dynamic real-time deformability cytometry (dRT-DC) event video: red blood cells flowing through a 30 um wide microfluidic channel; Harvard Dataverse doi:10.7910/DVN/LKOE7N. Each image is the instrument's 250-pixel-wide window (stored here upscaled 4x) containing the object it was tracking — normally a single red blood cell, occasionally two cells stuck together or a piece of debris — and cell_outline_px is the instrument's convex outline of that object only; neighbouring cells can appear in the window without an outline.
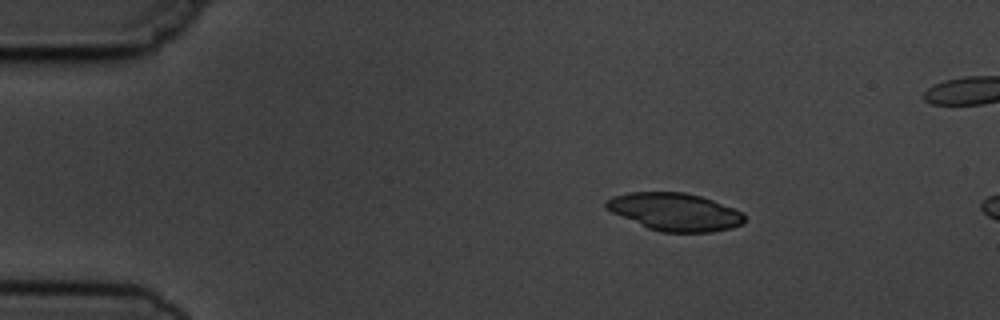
{"species": "common noctule bat (a hibernating species)", "species_latin": "Nyctalus noctula", "temperature_condition": "cold", "stored_images_in_passage": 4, "camera_frame_rate_fps": 3000, "um_per_image_px": 0.085, "animal": {"sex": "male", "body_mass_g": 19.5, "forearm_length_mm": 54.6}, "frame": {"image": 1, "passage_image": 2, "time_ms": 2.333, "image_size_px": [1000, 320], "cell_outline_px": [[744, 224], [732, 228], [712, 232], [660, 232], [648, 228], [612, 212], [604, 204], [604, 200], [612, 196], [628, 192], [684, 192], [700, 196], [712, 200], [744, 212]], "centroid_in_image_um": [57.37, 18.01], "position_along_channel_um": 27.6, "area_um2": 30.4}}